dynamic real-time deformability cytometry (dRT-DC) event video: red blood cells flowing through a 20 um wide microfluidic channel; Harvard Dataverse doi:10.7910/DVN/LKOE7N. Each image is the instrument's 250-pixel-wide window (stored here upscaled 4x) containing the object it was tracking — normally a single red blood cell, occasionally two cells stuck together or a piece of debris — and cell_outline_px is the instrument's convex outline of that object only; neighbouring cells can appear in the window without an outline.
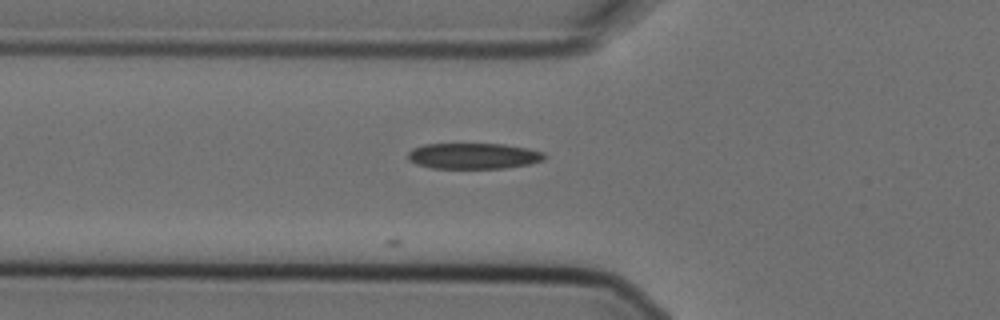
{"species": "Egyptian fruit bat (a non-hibernating species)", "species_latin": "Rousettus aegyptiacus", "temperature_condition": "cold", "stored_images_in_passage": 6, "camera_frame_rate_fps": 3000, "um_per_image_px": 0.085, "animal": {"sex": "female"}, "frame": {"image": 1, "passage_image": 6, "time_ms": 1.667, "image_size_px": [1000, 320], "cell_outline_px": [[548, 156], [544, 160], [528, 164], [504, 168], [432, 168], [416, 164], [408, 160], [408, 152], [412, 148], [424, 144], [504, 144], [528, 148], [544, 152]], "centroid_in_image_um": [40.25, 13.25], "position_along_channel_um": 85.5, "area_um2": 20.69}}